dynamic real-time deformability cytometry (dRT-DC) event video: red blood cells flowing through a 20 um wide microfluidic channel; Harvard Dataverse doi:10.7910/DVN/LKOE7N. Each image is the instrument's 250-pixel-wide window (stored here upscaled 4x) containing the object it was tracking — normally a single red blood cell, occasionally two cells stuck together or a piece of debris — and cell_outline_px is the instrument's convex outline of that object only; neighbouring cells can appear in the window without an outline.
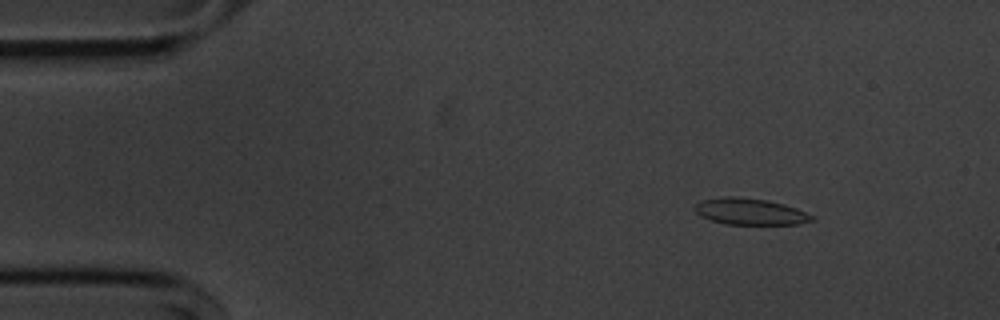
{"species": "common noctule bat (a hibernating species)", "species_latin": "Nyctalus noctula", "temperature_condition": "cold", "stored_images_in_passage": 54, "camera_frame_rate_fps": 3000, "um_per_image_px": 0.085, "animal": {"sex": "male", "body_mass_g": 20.1, "forearm_length_mm": 53.5}, "frame": {"image": 1, "passage_image": 6, "time_ms": 1.667, "image_size_px": [1000, 320], "cell_outline_px": [[816, 220], [800, 224], [724, 224], [700, 216], [692, 208], [700, 200], [724, 196], [736, 196], [768, 200], [784, 204], [796, 208], [816, 216]], "centroid_in_image_um": [63.77, 17.98], "position_along_channel_um": 21.2, "area_um2": 18.32}}
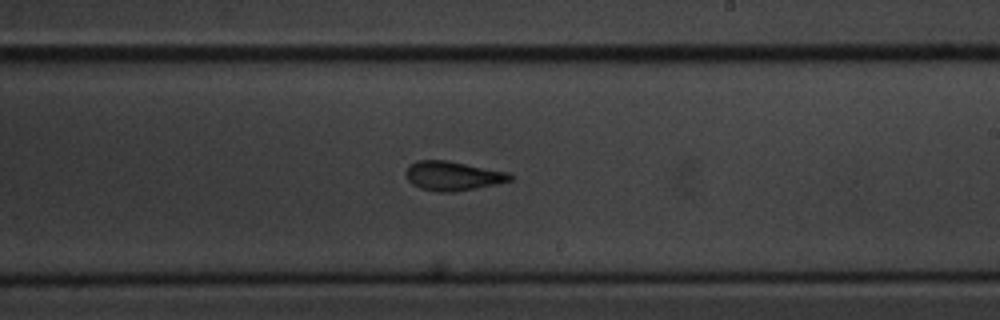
{"frame": {"image": 2, "passage_image": 31, "time_ms": 10.0, "image_size_px": [1000, 320], "cell_outline_px": [[512, 180], [496, 184], [476, 188], [452, 192], [440, 192], [420, 188], [412, 184], [408, 180], [404, 172], [408, 164], [416, 160], [448, 160], [508, 172], [512, 176]], "centroid_in_image_um": [38.44, 14.94], "position_along_channel_um": 250.6, "area_um2": 17.86}}
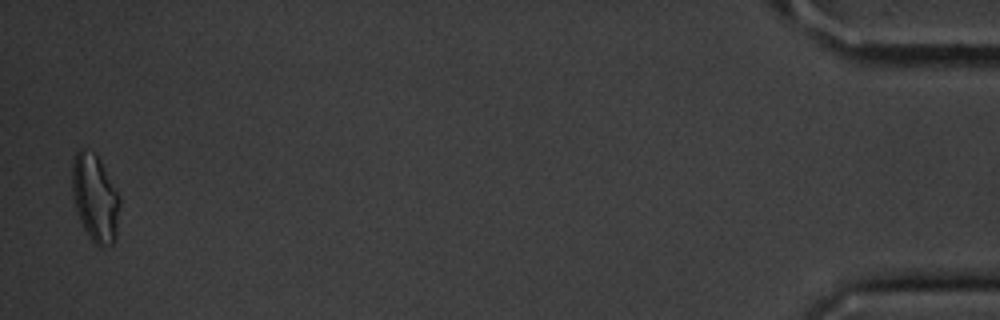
{"frame": {"image": 3, "passage_image": 53, "time_ms": 17.333, "image_size_px": [1000, 320], "cell_outline_px": [[120, 204], [116, 240], [112, 244], [100, 248], [88, 236], [76, 212], [72, 196], [72, 156], [80, 148], [84, 148], [96, 156], [100, 160], [120, 196]], "centroid_in_image_um": [8.08, 16.85], "position_along_channel_um": 427.1, "area_um2": 24.51}, "authors_computed_cell_mechanics": {"area_um2": 18.207, "velocity_mm_per_s": 3.6327, "shape_relaxation_time_tau1_ms": 5.2341, "shape_relaxation_time_tau2_ms": 1.517, "deformation_change_tau1": 0.1546, "deformation_change_tau2": 0.0712}}